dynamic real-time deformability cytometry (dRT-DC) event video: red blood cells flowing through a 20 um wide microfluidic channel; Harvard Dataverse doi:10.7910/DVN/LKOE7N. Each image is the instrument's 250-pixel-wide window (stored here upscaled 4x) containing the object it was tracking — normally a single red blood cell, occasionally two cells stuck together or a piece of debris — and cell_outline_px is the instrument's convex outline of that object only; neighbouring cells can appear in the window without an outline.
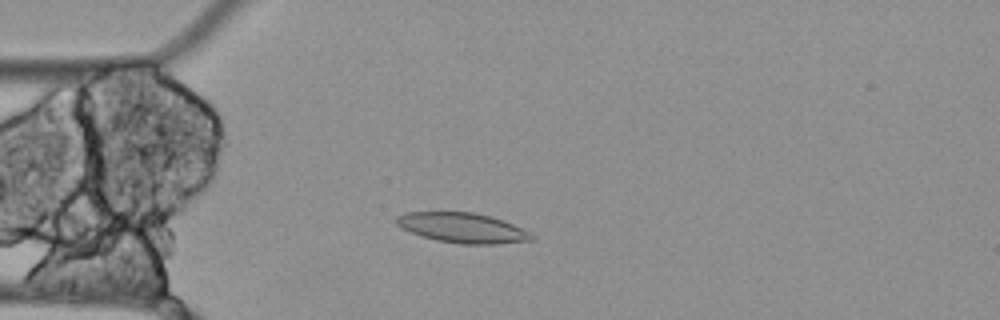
{"species": "Egyptian fruit bat (a non-hibernating species)", "species_latin": "Rousettus aegyptiacus", "temperature_condition": "cold", "stored_images_in_passage": 5, "camera_frame_rate_fps": 3000, "um_per_image_px": 0.085, "animal": {"sex": "female"}, "frame": {"image": 1, "passage_image": 4, "time_ms": 1.0, "image_size_px": [1000, 320], "cell_outline_px": [[536, 236], [532, 240], [496, 244], [460, 244], [436, 240], [420, 236], [400, 228], [396, 224], [396, 216], [408, 212], [472, 212], [488, 216], [512, 224], [532, 232]], "centroid_in_image_um": [39.29, 19.38], "position_along_channel_um": 45.7, "area_um2": 23.64}}